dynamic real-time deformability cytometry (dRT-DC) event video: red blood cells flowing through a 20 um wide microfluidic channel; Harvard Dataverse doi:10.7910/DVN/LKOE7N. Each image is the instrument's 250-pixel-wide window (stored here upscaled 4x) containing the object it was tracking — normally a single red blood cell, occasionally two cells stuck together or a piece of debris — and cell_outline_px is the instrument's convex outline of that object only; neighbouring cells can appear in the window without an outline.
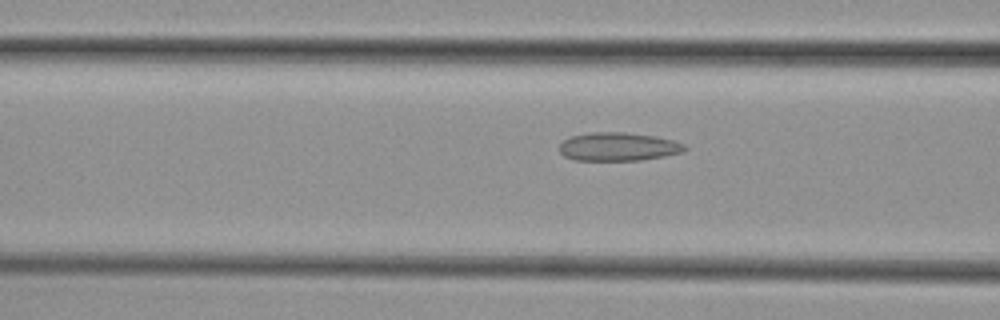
{"species": "common noctule bat (a hibernating species)", "species_latin": "Nyctalus noctula", "temperature_condition": "cold", "stored_images_in_passage": 36, "camera_frame_rate_fps": 3000, "um_per_image_px": 0.085, "animal": {"sex": "female", "body_mass_g": 29.2, "forearm_length_mm": 56.3}, "frame": {"image": 1, "passage_image": 6, "time_ms": 1.667, "image_size_px": [1000, 320], "cell_outline_px": [[688, 148], [684, 152], [664, 156], [640, 160], [572, 160], [564, 156], [560, 152], [560, 144], [564, 140], [572, 136], [592, 132], [624, 132], [656, 136], [672, 140], [684, 144]], "centroid_in_image_um": [52.57, 12.47], "position_along_channel_um": 114.0, "area_um2": 20.75}}
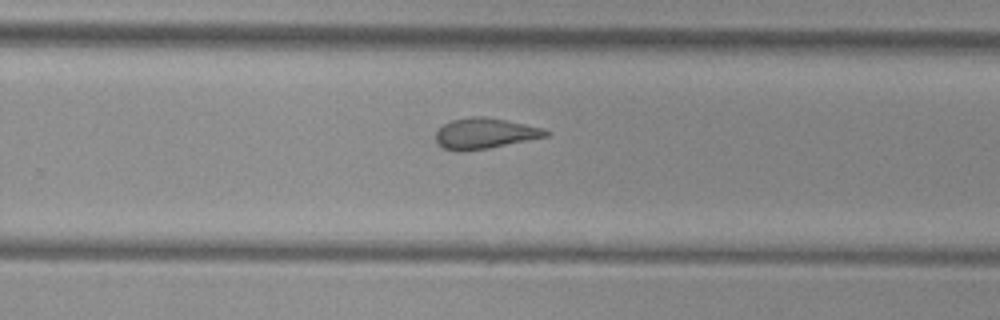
{"frame": {"image": 2, "passage_image": 20, "time_ms": 6.333, "image_size_px": [1000, 320], "cell_outline_px": [[552, 132], [548, 136], [488, 148], [464, 152], [456, 152], [444, 148], [436, 140], [436, 132], [444, 124], [452, 120], [468, 116], [484, 116], [508, 120], [544, 128]], "centroid_in_image_um": [41.23, 11.33], "position_along_channel_um": 288.6, "area_um2": 19.83}}
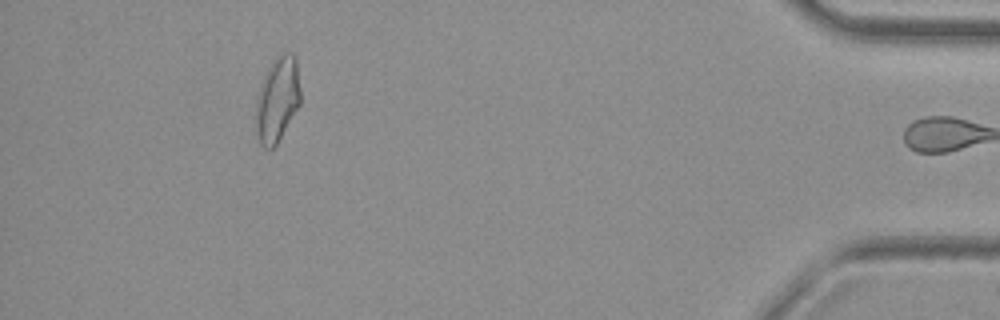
{"frame": {"image": 3, "passage_image": 35, "time_ms": 11.333, "image_size_px": [1000, 320], "cell_outline_px": [[300, 104], [276, 144], [272, 148], [264, 148], [260, 144], [256, 128], [256, 96], [260, 84], [272, 60], [276, 56], [284, 52], [292, 52], [296, 56], [300, 88]], "centroid_in_image_um": [23.57, 8.4], "position_along_channel_um": 411.6, "area_um2": 22.14}, "authors_computed_cell_mechanics": {"area_um2": 20.0855, "velocity_mm_per_s": 3.744, "shape_relaxation_time_tau1_ms": null, "shape_relaxation_time_tau2_ms": 2.2267, "deformation_change_tau1": null, "deformation_change_tau2": 0.1028}}